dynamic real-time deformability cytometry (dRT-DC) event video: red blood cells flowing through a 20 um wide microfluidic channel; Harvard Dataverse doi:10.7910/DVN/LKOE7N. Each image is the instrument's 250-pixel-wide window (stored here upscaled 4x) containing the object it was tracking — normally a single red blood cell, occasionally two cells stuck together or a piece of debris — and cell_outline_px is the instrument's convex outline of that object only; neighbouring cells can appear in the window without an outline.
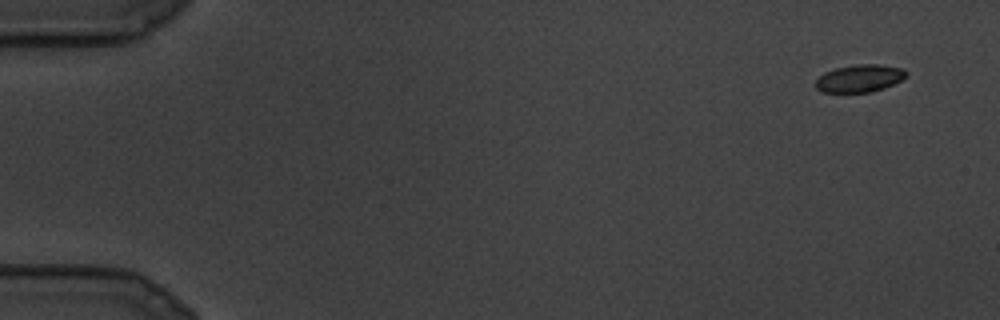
{"species": "common noctule bat (a hibernating species)", "species_latin": "Nyctalus noctula", "temperature_condition": "cold", "stored_images_in_passage": 4, "camera_frame_rate_fps": 3000, "um_per_image_px": 0.085, "animal": {"sex": "male", "body_mass_g": 19.5, "forearm_length_mm": 54.6}, "frame": {"image": 1, "passage_image": 1, "time_ms": 0.0, "image_size_px": [1000, 320], "cell_outline_px": [[908, 76], [884, 88], [872, 92], [824, 92], [816, 88], [816, 80], [824, 72], [836, 68], [856, 64], [880, 64], [904, 68], [908, 72]], "centroid_in_image_um": [73.1, 6.65], "position_along_channel_um": 11.9, "area_um2": 14.57}}